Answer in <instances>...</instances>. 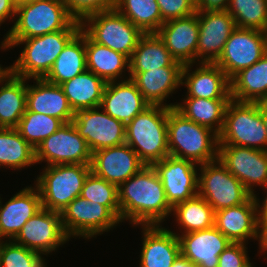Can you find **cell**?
Listing matches in <instances>:
<instances>
[{
	"label": "cell",
	"instance_id": "6da1fadb",
	"mask_svg": "<svg viewBox=\"0 0 267 267\" xmlns=\"http://www.w3.org/2000/svg\"><path fill=\"white\" fill-rule=\"evenodd\" d=\"M120 221L134 227L162 225L172 214L163 184L153 166H145L118 187Z\"/></svg>",
	"mask_w": 267,
	"mask_h": 267
},
{
	"label": "cell",
	"instance_id": "7a4b0ae2",
	"mask_svg": "<svg viewBox=\"0 0 267 267\" xmlns=\"http://www.w3.org/2000/svg\"><path fill=\"white\" fill-rule=\"evenodd\" d=\"M15 22L4 36L23 40L61 30H81L80 21L67 11L63 0H26L17 3Z\"/></svg>",
	"mask_w": 267,
	"mask_h": 267
},
{
	"label": "cell",
	"instance_id": "3957f363",
	"mask_svg": "<svg viewBox=\"0 0 267 267\" xmlns=\"http://www.w3.org/2000/svg\"><path fill=\"white\" fill-rule=\"evenodd\" d=\"M167 135L169 156L198 165L218 159L219 135L187 119L175 108L168 107Z\"/></svg>",
	"mask_w": 267,
	"mask_h": 267
},
{
	"label": "cell",
	"instance_id": "277c9868",
	"mask_svg": "<svg viewBox=\"0 0 267 267\" xmlns=\"http://www.w3.org/2000/svg\"><path fill=\"white\" fill-rule=\"evenodd\" d=\"M80 30H61L23 40H4L3 51L24 45L18 59L12 65L13 75L25 79H43L55 63L66 44Z\"/></svg>",
	"mask_w": 267,
	"mask_h": 267
},
{
	"label": "cell",
	"instance_id": "5b68a950",
	"mask_svg": "<svg viewBox=\"0 0 267 267\" xmlns=\"http://www.w3.org/2000/svg\"><path fill=\"white\" fill-rule=\"evenodd\" d=\"M167 121L168 107L150 105L126 124L125 143L147 166L169 156Z\"/></svg>",
	"mask_w": 267,
	"mask_h": 267
},
{
	"label": "cell",
	"instance_id": "8992f818",
	"mask_svg": "<svg viewBox=\"0 0 267 267\" xmlns=\"http://www.w3.org/2000/svg\"><path fill=\"white\" fill-rule=\"evenodd\" d=\"M90 172V165L83 164L44 167L34 182L40 193L42 208L61 213L69 203L80 196Z\"/></svg>",
	"mask_w": 267,
	"mask_h": 267
},
{
	"label": "cell",
	"instance_id": "52a82bcc",
	"mask_svg": "<svg viewBox=\"0 0 267 267\" xmlns=\"http://www.w3.org/2000/svg\"><path fill=\"white\" fill-rule=\"evenodd\" d=\"M219 144L267 151V135L259 103H228Z\"/></svg>",
	"mask_w": 267,
	"mask_h": 267
},
{
	"label": "cell",
	"instance_id": "ba28073f",
	"mask_svg": "<svg viewBox=\"0 0 267 267\" xmlns=\"http://www.w3.org/2000/svg\"><path fill=\"white\" fill-rule=\"evenodd\" d=\"M81 29L96 43L126 55L129 59L144 33L116 8L86 16Z\"/></svg>",
	"mask_w": 267,
	"mask_h": 267
},
{
	"label": "cell",
	"instance_id": "9c48e42d",
	"mask_svg": "<svg viewBox=\"0 0 267 267\" xmlns=\"http://www.w3.org/2000/svg\"><path fill=\"white\" fill-rule=\"evenodd\" d=\"M198 195L214 212L245 203L252 194L218 160L199 165Z\"/></svg>",
	"mask_w": 267,
	"mask_h": 267
},
{
	"label": "cell",
	"instance_id": "30bf717a",
	"mask_svg": "<svg viewBox=\"0 0 267 267\" xmlns=\"http://www.w3.org/2000/svg\"><path fill=\"white\" fill-rule=\"evenodd\" d=\"M62 226L70 238H95L116 228L121 221L106 207L76 197L61 212ZM113 228V229H112Z\"/></svg>",
	"mask_w": 267,
	"mask_h": 267
},
{
	"label": "cell",
	"instance_id": "8fae6325",
	"mask_svg": "<svg viewBox=\"0 0 267 267\" xmlns=\"http://www.w3.org/2000/svg\"><path fill=\"white\" fill-rule=\"evenodd\" d=\"M92 153L72 122L63 124L56 132L43 140L35 149L36 164L90 165Z\"/></svg>",
	"mask_w": 267,
	"mask_h": 267
},
{
	"label": "cell",
	"instance_id": "7c38bea8",
	"mask_svg": "<svg viewBox=\"0 0 267 267\" xmlns=\"http://www.w3.org/2000/svg\"><path fill=\"white\" fill-rule=\"evenodd\" d=\"M266 52V31L237 27L226 41L215 64L231 79L240 70L260 60Z\"/></svg>",
	"mask_w": 267,
	"mask_h": 267
},
{
	"label": "cell",
	"instance_id": "4fadbf2b",
	"mask_svg": "<svg viewBox=\"0 0 267 267\" xmlns=\"http://www.w3.org/2000/svg\"><path fill=\"white\" fill-rule=\"evenodd\" d=\"M71 122L85 139L91 153L125 144L126 125L108 115L101 107L76 111Z\"/></svg>",
	"mask_w": 267,
	"mask_h": 267
},
{
	"label": "cell",
	"instance_id": "5bb4252c",
	"mask_svg": "<svg viewBox=\"0 0 267 267\" xmlns=\"http://www.w3.org/2000/svg\"><path fill=\"white\" fill-rule=\"evenodd\" d=\"M214 226L232 243L257 240L259 252L266 253L267 234L259 225L253 196L243 204L215 212Z\"/></svg>",
	"mask_w": 267,
	"mask_h": 267
},
{
	"label": "cell",
	"instance_id": "9a60e30c",
	"mask_svg": "<svg viewBox=\"0 0 267 267\" xmlns=\"http://www.w3.org/2000/svg\"><path fill=\"white\" fill-rule=\"evenodd\" d=\"M13 241L47 256L68 242L69 237L63 229L61 213L42 208L23 225Z\"/></svg>",
	"mask_w": 267,
	"mask_h": 267
},
{
	"label": "cell",
	"instance_id": "2e32d148",
	"mask_svg": "<svg viewBox=\"0 0 267 267\" xmlns=\"http://www.w3.org/2000/svg\"><path fill=\"white\" fill-rule=\"evenodd\" d=\"M218 160L252 195L267 183V151L219 144Z\"/></svg>",
	"mask_w": 267,
	"mask_h": 267
},
{
	"label": "cell",
	"instance_id": "e0dca14e",
	"mask_svg": "<svg viewBox=\"0 0 267 267\" xmlns=\"http://www.w3.org/2000/svg\"><path fill=\"white\" fill-rule=\"evenodd\" d=\"M199 24V36L196 50V61L215 63L236 23L227 10L196 11Z\"/></svg>",
	"mask_w": 267,
	"mask_h": 267
},
{
	"label": "cell",
	"instance_id": "ac0fdd59",
	"mask_svg": "<svg viewBox=\"0 0 267 267\" xmlns=\"http://www.w3.org/2000/svg\"><path fill=\"white\" fill-rule=\"evenodd\" d=\"M152 166L160 177L167 201L172 207L198 195V164L167 156Z\"/></svg>",
	"mask_w": 267,
	"mask_h": 267
},
{
	"label": "cell",
	"instance_id": "d6986e66",
	"mask_svg": "<svg viewBox=\"0 0 267 267\" xmlns=\"http://www.w3.org/2000/svg\"><path fill=\"white\" fill-rule=\"evenodd\" d=\"M146 165L128 145L97 150L91 156V172L118 187Z\"/></svg>",
	"mask_w": 267,
	"mask_h": 267
},
{
	"label": "cell",
	"instance_id": "ffe728a7",
	"mask_svg": "<svg viewBox=\"0 0 267 267\" xmlns=\"http://www.w3.org/2000/svg\"><path fill=\"white\" fill-rule=\"evenodd\" d=\"M198 67L192 71L193 64L183 65L181 86L187 89L186 97L204 99H231L230 79L215 63H197Z\"/></svg>",
	"mask_w": 267,
	"mask_h": 267
},
{
	"label": "cell",
	"instance_id": "44dd1931",
	"mask_svg": "<svg viewBox=\"0 0 267 267\" xmlns=\"http://www.w3.org/2000/svg\"><path fill=\"white\" fill-rule=\"evenodd\" d=\"M172 57L182 65L196 62L199 24L197 12L162 24L157 32Z\"/></svg>",
	"mask_w": 267,
	"mask_h": 267
},
{
	"label": "cell",
	"instance_id": "7402d4cb",
	"mask_svg": "<svg viewBox=\"0 0 267 267\" xmlns=\"http://www.w3.org/2000/svg\"><path fill=\"white\" fill-rule=\"evenodd\" d=\"M183 65L175 61L171 66L144 72H129V78L135 83L144 99L150 105L174 108L175 103L166 102L169 95L180 89Z\"/></svg>",
	"mask_w": 267,
	"mask_h": 267
},
{
	"label": "cell",
	"instance_id": "603a6c76",
	"mask_svg": "<svg viewBox=\"0 0 267 267\" xmlns=\"http://www.w3.org/2000/svg\"><path fill=\"white\" fill-rule=\"evenodd\" d=\"M181 254L197 267H218L219 255L232 243L215 226L181 234Z\"/></svg>",
	"mask_w": 267,
	"mask_h": 267
},
{
	"label": "cell",
	"instance_id": "cb8c5ba5",
	"mask_svg": "<svg viewBox=\"0 0 267 267\" xmlns=\"http://www.w3.org/2000/svg\"><path fill=\"white\" fill-rule=\"evenodd\" d=\"M34 187H24L4 205L0 197V241L13 240L23 225L42 209L39 190Z\"/></svg>",
	"mask_w": 267,
	"mask_h": 267
},
{
	"label": "cell",
	"instance_id": "d4e9b609",
	"mask_svg": "<svg viewBox=\"0 0 267 267\" xmlns=\"http://www.w3.org/2000/svg\"><path fill=\"white\" fill-rule=\"evenodd\" d=\"M139 267H172L181 254L178 236L162 225H142Z\"/></svg>",
	"mask_w": 267,
	"mask_h": 267
},
{
	"label": "cell",
	"instance_id": "484cf974",
	"mask_svg": "<svg viewBox=\"0 0 267 267\" xmlns=\"http://www.w3.org/2000/svg\"><path fill=\"white\" fill-rule=\"evenodd\" d=\"M149 106L128 76L125 80L106 83L100 104L108 115L125 125Z\"/></svg>",
	"mask_w": 267,
	"mask_h": 267
},
{
	"label": "cell",
	"instance_id": "4316f807",
	"mask_svg": "<svg viewBox=\"0 0 267 267\" xmlns=\"http://www.w3.org/2000/svg\"><path fill=\"white\" fill-rule=\"evenodd\" d=\"M33 85L27 84L26 109L60 119L64 124L70 123L75 112L60 85L44 79H33Z\"/></svg>",
	"mask_w": 267,
	"mask_h": 267
},
{
	"label": "cell",
	"instance_id": "83f0119b",
	"mask_svg": "<svg viewBox=\"0 0 267 267\" xmlns=\"http://www.w3.org/2000/svg\"><path fill=\"white\" fill-rule=\"evenodd\" d=\"M86 68L99 76L106 83L125 80V72L129 77V58L107 46L94 42L85 33ZM124 75V77H123Z\"/></svg>",
	"mask_w": 267,
	"mask_h": 267
},
{
	"label": "cell",
	"instance_id": "f1b7e54d",
	"mask_svg": "<svg viewBox=\"0 0 267 267\" xmlns=\"http://www.w3.org/2000/svg\"><path fill=\"white\" fill-rule=\"evenodd\" d=\"M230 95L238 102H267V52L230 79Z\"/></svg>",
	"mask_w": 267,
	"mask_h": 267
},
{
	"label": "cell",
	"instance_id": "f546056e",
	"mask_svg": "<svg viewBox=\"0 0 267 267\" xmlns=\"http://www.w3.org/2000/svg\"><path fill=\"white\" fill-rule=\"evenodd\" d=\"M74 112L100 107L106 82L89 70L60 84Z\"/></svg>",
	"mask_w": 267,
	"mask_h": 267
},
{
	"label": "cell",
	"instance_id": "4dcf8cb0",
	"mask_svg": "<svg viewBox=\"0 0 267 267\" xmlns=\"http://www.w3.org/2000/svg\"><path fill=\"white\" fill-rule=\"evenodd\" d=\"M86 69L85 32L81 29L66 44L43 79L49 83L60 85Z\"/></svg>",
	"mask_w": 267,
	"mask_h": 267
},
{
	"label": "cell",
	"instance_id": "1f68e13d",
	"mask_svg": "<svg viewBox=\"0 0 267 267\" xmlns=\"http://www.w3.org/2000/svg\"><path fill=\"white\" fill-rule=\"evenodd\" d=\"M183 102L176 103L175 109L187 119L221 133L225 111L231 99H204L184 97Z\"/></svg>",
	"mask_w": 267,
	"mask_h": 267
},
{
	"label": "cell",
	"instance_id": "d6a6232c",
	"mask_svg": "<svg viewBox=\"0 0 267 267\" xmlns=\"http://www.w3.org/2000/svg\"><path fill=\"white\" fill-rule=\"evenodd\" d=\"M30 80L12 74L0 84V128L17 127L26 112V81Z\"/></svg>",
	"mask_w": 267,
	"mask_h": 267
},
{
	"label": "cell",
	"instance_id": "836d02e7",
	"mask_svg": "<svg viewBox=\"0 0 267 267\" xmlns=\"http://www.w3.org/2000/svg\"><path fill=\"white\" fill-rule=\"evenodd\" d=\"M176 60L157 33L144 34L129 59V72H144L171 66Z\"/></svg>",
	"mask_w": 267,
	"mask_h": 267
},
{
	"label": "cell",
	"instance_id": "e575fe53",
	"mask_svg": "<svg viewBox=\"0 0 267 267\" xmlns=\"http://www.w3.org/2000/svg\"><path fill=\"white\" fill-rule=\"evenodd\" d=\"M36 164L35 149L16 128H0V168L22 170Z\"/></svg>",
	"mask_w": 267,
	"mask_h": 267
},
{
	"label": "cell",
	"instance_id": "d590c367",
	"mask_svg": "<svg viewBox=\"0 0 267 267\" xmlns=\"http://www.w3.org/2000/svg\"><path fill=\"white\" fill-rule=\"evenodd\" d=\"M172 214L178 223L181 234L208 229L214 226L215 212L199 195L180 202L172 208ZM183 231H182V230Z\"/></svg>",
	"mask_w": 267,
	"mask_h": 267
},
{
	"label": "cell",
	"instance_id": "8d00e7d4",
	"mask_svg": "<svg viewBox=\"0 0 267 267\" xmlns=\"http://www.w3.org/2000/svg\"><path fill=\"white\" fill-rule=\"evenodd\" d=\"M116 9L144 34L157 33L164 23L156 0H118Z\"/></svg>",
	"mask_w": 267,
	"mask_h": 267
},
{
	"label": "cell",
	"instance_id": "74e56055",
	"mask_svg": "<svg viewBox=\"0 0 267 267\" xmlns=\"http://www.w3.org/2000/svg\"><path fill=\"white\" fill-rule=\"evenodd\" d=\"M226 10L238 28L267 32V0H229Z\"/></svg>",
	"mask_w": 267,
	"mask_h": 267
},
{
	"label": "cell",
	"instance_id": "f35d334b",
	"mask_svg": "<svg viewBox=\"0 0 267 267\" xmlns=\"http://www.w3.org/2000/svg\"><path fill=\"white\" fill-rule=\"evenodd\" d=\"M63 124L58 118L26 109L16 129L36 149L43 140L56 132Z\"/></svg>",
	"mask_w": 267,
	"mask_h": 267
},
{
	"label": "cell",
	"instance_id": "ab89813d",
	"mask_svg": "<svg viewBox=\"0 0 267 267\" xmlns=\"http://www.w3.org/2000/svg\"><path fill=\"white\" fill-rule=\"evenodd\" d=\"M80 196L89 202L106 206L120 220L117 185L90 172L84 181Z\"/></svg>",
	"mask_w": 267,
	"mask_h": 267
},
{
	"label": "cell",
	"instance_id": "60d3db41",
	"mask_svg": "<svg viewBox=\"0 0 267 267\" xmlns=\"http://www.w3.org/2000/svg\"><path fill=\"white\" fill-rule=\"evenodd\" d=\"M13 240L0 241L2 267H45L46 259Z\"/></svg>",
	"mask_w": 267,
	"mask_h": 267
},
{
	"label": "cell",
	"instance_id": "b9f144b4",
	"mask_svg": "<svg viewBox=\"0 0 267 267\" xmlns=\"http://www.w3.org/2000/svg\"><path fill=\"white\" fill-rule=\"evenodd\" d=\"M68 13L77 21H82L86 16L115 9L118 0H63Z\"/></svg>",
	"mask_w": 267,
	"mask_h": 267
},
{
	"label": "cell",
	"instance_id": "7bdbcfd3",
	"mask_svg": "<svg viewBox=\"0 0 267 267\" xmlns=\"http://www.w3.org/2000/svg\"><path fill=\"white\" fill-rule=\"evenodd\" d=\"M164 22L196 13L195 0H156Z\"/></svg>",
	"mask_w": 267,
	"mask_h": 267
},
{
	"label": "cell",
	"instance_id": "ee69618b",
	"mask_svg": "<svg viewBox=\"0 0 267 267\" xmlns=\"http://www.w3.org/2000/svg\"><path fill=\"white\" fill-rule=\"evenodd\" d=\"M247 244L231 243L220 255L218 267H255L250 262Z\"/></svg>",
	"mask_w": 267,
	"mask_h": 267
},
{
	"label": "cell",
	"instance_id": "f6af8a7d",
	"mask_svg": "<svg viewBox=\"0 0 267 267\" xmlns=\"http://www.w3.org/2000/svg\"><path fill=\"white\" fill-rule=\"evenodd\" d=\"M266 192V197L260 202L258 196L254 193L252 196L255 201L256 211H257V218L260 227L266 232L267 234V183L262 187Z\"/></svg>",
	"mask_w": 267,
	"mask_h": 267
},
{
	"label": "cell",
	"instance_id": "bcb514c9",
	"mask_svg": "<svg viewBox=\"0 0 267 267\" xmlns=\"http://www.w3.org/2000/svg\"><path fill=\"white\" fill-rule=\"evenodd\" d=\"M17 2L15 0H0V26L8 20L15 19Z\"/></svg>",
	"mask_w": 267,
	"mask_h": 267
},
{
	"label": "cell",
	"instance_id": "7dc6e473",
	"mask_svg": "<svg viewBox=\"0 0 267 267\" xmlns=\"http://www.w3.org/2000/svg\"><path fill=\"white\" fill-rule=\"evenodd\" d=\"M229 0H195L196 11L226 10Z\"/></svg>",
	"mask_w": 267,
	"mask_h": 267
},
{
	"label": "cell",
	"instance_id": "c3c4849f",
	"mask_svg": "<svg viewBox=\"0 0 267 267\" xmlns=\"http://www.w3.org/2000/svg\"><path fill=\"white\" fill-rule=\"evenodd\" d=\"M172 267H197L191 261L186 259L182 254L173 263Z\"/></svg>",
	"mask_w": 267,
	"mask_h": 267
},
{
	"label": "cell",
	"instance_id": "681fc988",
	"mask_svg": "<svg viewBox=\"0 0 267 267\" xmlns=\"http://www.w3.org/2000/svg\"><path fill=\"white\" fill-rule=\"evenodd\" d=\"M12 74H13L12 65L4 68L0 64V84L4 83Z\"/></svg>",
	"mask_w": 267,
	"mask_h": 267
},
{
	"label": "cell",
	"instance_id": "f907efd6",
	"mask_svg": "<svg viewBox=\"0 0 267 267\" xmlns=\"http://www.w3.org/2000/svg\"><path fill=\"white\" fill-rule=\"evenodd\" d=\"M259 107L261 109V114L263 117V122L266 129V135H267V102H260Z\"/></svg>",
	"mask_w": 267,
	"mask_h": 267
},
{
	"label": "cell",
	"instance_id": "816d5d0a",
	"mask_svg": "<svg viewBox=\"0 0 267 267\" xmlns=\"http://www.w3.org/2000/svg\"><path fill=\"white\" fill-rule=\"evenodd\" d=\"M17 3H19V2H22V1H26V0H15Z\"/></svg>",
	"mask_w": 267,
	"mask_h": 267
}]
</instances>
